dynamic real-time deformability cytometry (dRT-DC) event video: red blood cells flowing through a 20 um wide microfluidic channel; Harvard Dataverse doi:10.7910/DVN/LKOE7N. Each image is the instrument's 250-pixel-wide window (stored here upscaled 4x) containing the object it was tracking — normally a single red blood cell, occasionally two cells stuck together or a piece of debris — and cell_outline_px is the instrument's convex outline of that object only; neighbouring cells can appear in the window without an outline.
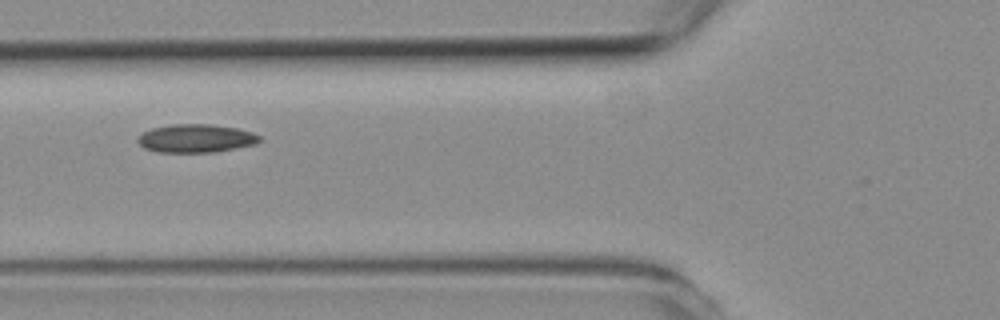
{"species": "common noctule bat (a hibernating species)", "species_latin": "Nyctalus noctula", "temperature_condition": "room temperature", "stored_images_in_passage": 3, "camera_frame_rate_fps": 3000, "um_per_image_px": 0.085, "animal": {"sex": "female", "body_mass_g": 19.3, "forearm_length_mm": 54.1}, "frame": {"image": 1, "passage_image": 3, "time_ms": 2.0, "image_size_px": [1000, 320], "cell_outline_px": [[260, 140], [256, 144], [216, 152], [160, 152], [144, 148], [136, 140], [144, 132], [152, 128], [172, 124], [212, 124], [236, 128], [252, 132], [260, 136]], "centroid_in_image_um": [16.67, 11.76], "position_along_channel_um": 109.1, "area_um2": 20.0}}